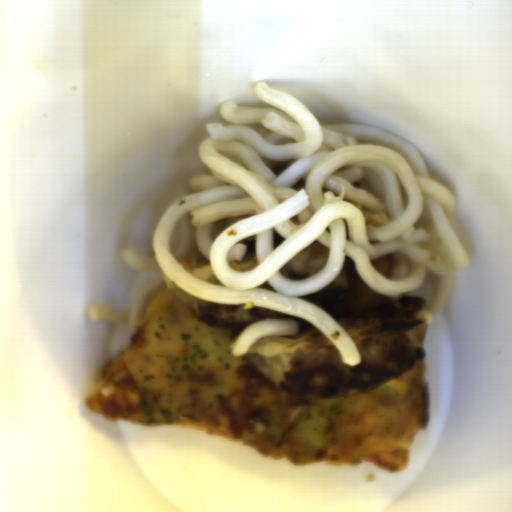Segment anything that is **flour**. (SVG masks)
Wrapping results in <instances>:
<instances>
[{
	"instance_id": "obj_1",
	"label": "flour",
	"mask_w": 512,
	"mask_h": 512,
	"mask_svg": "<svg viewBox=\"0 0 512 512\" xmlns=\"http://www.w3.org/2000/svg\"><path fill=\"white\" fill-rule=\"evenodd\" d=\"M159 274L190 316L230 337L232 344L258 321L296 320L298 335L258 338L242 355L279 389L311 399L373 391L400 375L423 358L415 329L434 323L426 299L407 294L400 299L386 297L361 277L356 263L344 254L328 283L295 297L328 314L351 338L360 356V362L351 366L336 344L302 317L252 303L203 300L180 288L161 267Z\"/></svg>"
}]
</instances>
